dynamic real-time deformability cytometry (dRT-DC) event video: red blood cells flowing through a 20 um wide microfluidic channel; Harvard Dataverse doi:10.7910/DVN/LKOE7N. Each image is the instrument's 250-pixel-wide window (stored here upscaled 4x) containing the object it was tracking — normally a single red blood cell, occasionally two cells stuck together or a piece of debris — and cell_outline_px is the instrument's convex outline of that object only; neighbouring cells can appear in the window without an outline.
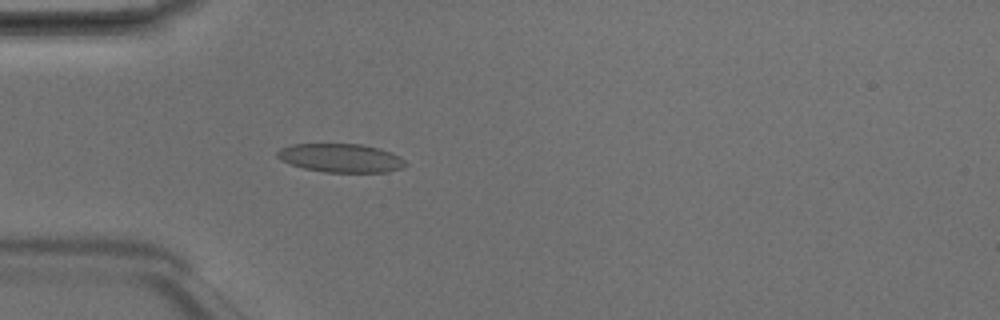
{"species": "Egyptian fruit bat (a non-hibernating species)", "species_latin": "Rousettus aegyptiacus", "temperature_condition": "room temperature", "stored_images_in_passage": 5, "camera_frame_rate_fps": 3000, "um_per_image_px": 0.085, "animal": {"sex": "male"}, "frame": {"image": 1, "passage_image": 5, "time_ms": 1.333, "image_size_px": [1000, 320], "cell_outline_px": [[408, 164], [400, 168], [388, 172], [324, 172], [304, 168], [280, 160], [276, 156], [276, 152], [280, 148], [292, 144], [360, 144], [376, 148], [400, 156]], "centroid_in_image_um": [28.94, 13.43], "position_along_channel_um": 56.1, "area_um2": 21.21}}